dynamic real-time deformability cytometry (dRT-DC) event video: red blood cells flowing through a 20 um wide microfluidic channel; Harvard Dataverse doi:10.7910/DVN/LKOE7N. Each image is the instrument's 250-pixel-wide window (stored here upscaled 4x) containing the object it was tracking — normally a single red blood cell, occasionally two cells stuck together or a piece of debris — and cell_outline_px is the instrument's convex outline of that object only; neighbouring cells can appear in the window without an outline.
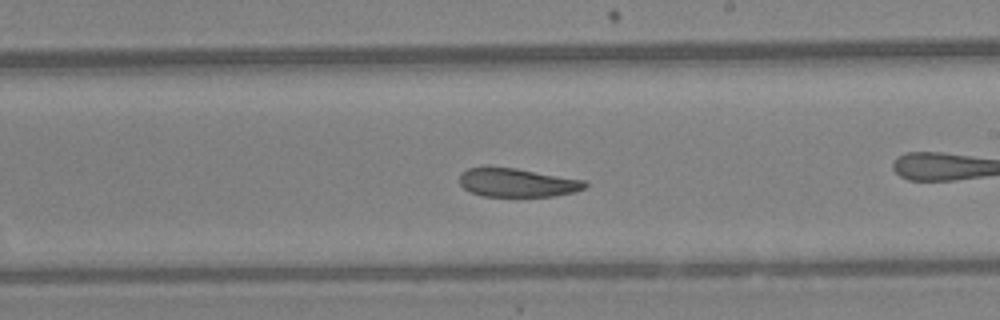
{"species": "Egyptian fruit bat (a non-hibernating species)", "species_latin": "Rousettus aegyptiacus", "temperature_condition": "warm", "stored_images_in_passage": 33, "camera_frame_rate_fps": 3000, "um_per_image_px": 0.085, "animal": {"sex": "female"}, "frame": {"image": 1, "passage_image": 19, "time_ms": 6.0, "image_size_px": [1000, 320], "cell_outline_px": [[588, 184], [584, 188], [576, 192], [552, 196], [484, 196], [468, 192], [460, 184], [460, 176], [468, 168], [516, 168], [584, 180]], "centroid_in_image_um": [43.99, 15.54], "position_along_channel_um": 245.0, "area_um2": 20.63}}
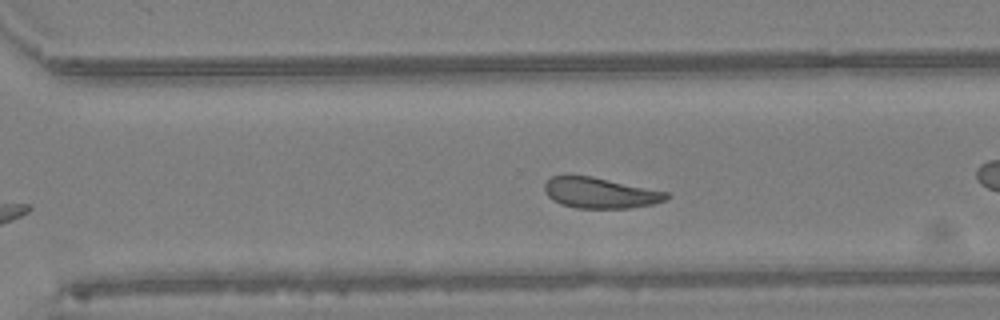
{"frame": {"image": 2, "passage_image": 24, "time_ms": 7.667, "image_size_px": [1000, 320], "cell_outline_px": [[668, 196], [664, 200], [652, 204], [632, 208], [576, 208], [560, 204], [552, 200], [544, 192], [544, 184], [552, 176], [564, 172], [592, 176], [668, 192]], "centroid_in_image_um": [50.91, 16.36], "position_along_channel_um": 319.7, "area_um2": 22.25}, "authors_computed_cell_mechanics": {"area_um2": 22.8888, "velocity_mm_per_s": 4.4608, "shape_relaxation_time_tau1_ms": null, "shape_relaxation_time_tau2_ms": 10.2114, "deformation_change_tau1": null, "deformation_change_tau2": 0.19}}